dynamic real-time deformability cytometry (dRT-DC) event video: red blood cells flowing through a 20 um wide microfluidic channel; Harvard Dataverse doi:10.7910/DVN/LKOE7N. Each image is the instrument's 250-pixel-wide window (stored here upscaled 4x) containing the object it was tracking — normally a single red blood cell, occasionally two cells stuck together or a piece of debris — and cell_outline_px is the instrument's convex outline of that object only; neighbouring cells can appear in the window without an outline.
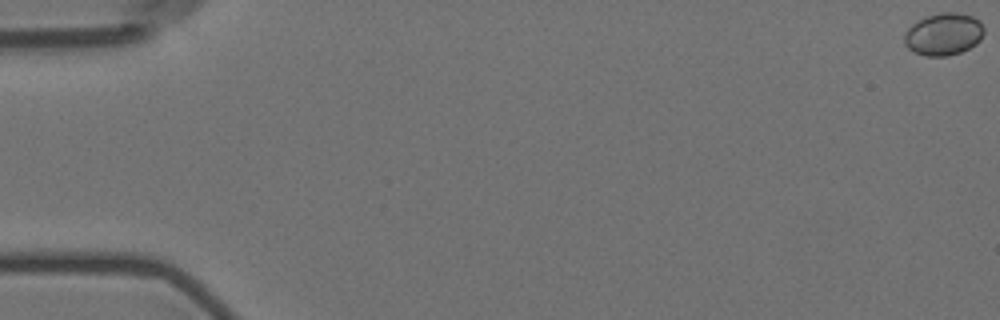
{"species": "Egyptian fruit bat (a non-hibernating species)", "species_latin": "Rousettus aegyptiacus", "temperature_condition": "room temperature", "stored_images_in_passage": 7, "camera_frame_rate_fps": 3000, "um_per_image_px": 0.085, "animal": {"sex": "female"}, "frame": {"image": 1, "passage_image": 1, "time_ms": 0.0, "image_size_px": [1000, 320], "cell_outline_px": [[984, 32], [980, 40], [976, 44], [960, 52], [948, 56], [924, 56], [912, 52], [904, 44], [904, 36], [908, 28], [912, 24], [928, 16], [940, 12], [956, 12], [972, 16], [980, 20], [984, 28]], "centroid_in_image_um": [80.21, 2.91], "position_along_channel_um": 4.8, "area_um2": 19.71}}
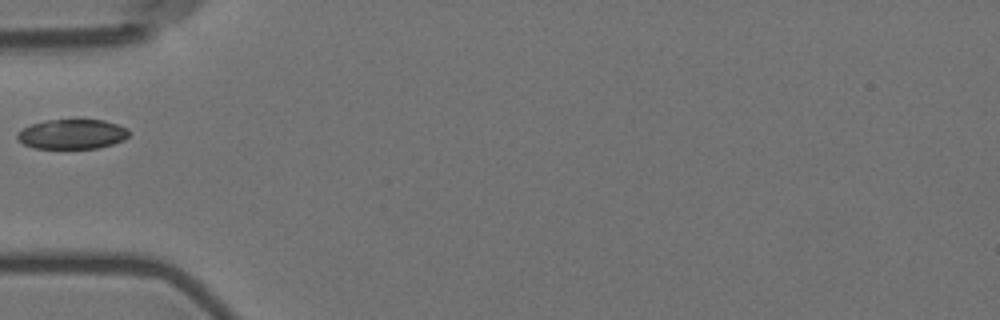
{"frame": {"image": 2, "passage_image": 6, "time_ms": 6.667, "image_size_px": [1000, 320], "cell_outline_px": [[128, 136], [124, 140], [100, 148], [36, 148], [24, 144], [16, 136], [24, 128], [32, 124], [48, 120], [76, 116], [104, 120], [128, 128]], "centroid_in_image_um": [6.19, 11.35], "position_along_channel_um": 78.8, "area_um2": 19.88}}
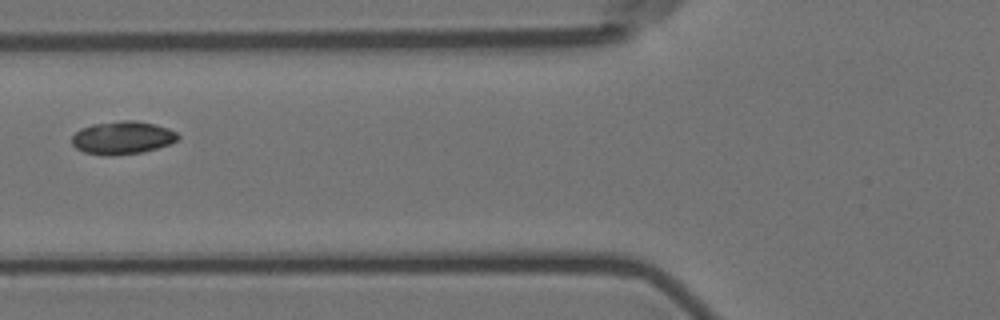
{"frame": {"image": 3, "passage_image": 7, "time_ms": 7.667, "image_size_px": [1000, 320], "cell_outline_px": [[180, 136], [176, 140], [168, 144], [144, 152], [112, 156], [108, 156], [84, 152], [76, 148], [72, 144], [72, 136], [80, 128], [92, 124], [120, 120], [136, 120], [156, 124], [168, 128], [176, 132]], "centroid_in_image_um": [10.39, 11.7], "position_along_channel_um": 115.4, "area_um2": 20.52}}